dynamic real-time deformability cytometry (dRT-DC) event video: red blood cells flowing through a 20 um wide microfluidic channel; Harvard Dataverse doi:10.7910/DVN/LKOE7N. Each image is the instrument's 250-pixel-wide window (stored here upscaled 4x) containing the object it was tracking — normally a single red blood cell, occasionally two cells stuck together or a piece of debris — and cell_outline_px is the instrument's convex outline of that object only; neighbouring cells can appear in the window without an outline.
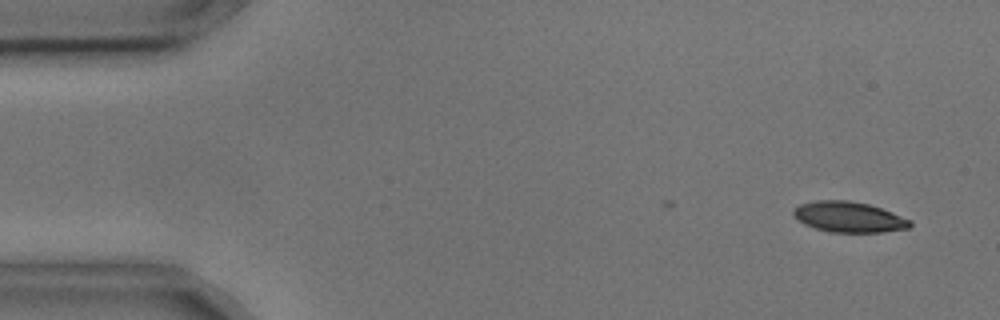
{"species": "common noctule bat (a hibernating species)", "species_latin": "Nyctalus noctula", "temperature_condition": "cold", "stored_images_in_passage": 6, "camera_frame_rate_fps": 3000, "um_per_image_px": 0.085, "animal": {"sex": "male", "body_mass_g": 17.9, "forearm_length_mm": 54.2}, "frame": {"image": 1, "passage_image": 1, "time_ms": 0.0, "image_size_px": [1000, 320], "cell_outline_px": [[912, 224], [908, 228], [884, 232], [828, 232], [804, 224], [792, 212], [800, 204], [816, 200], [848, 200], [868, 204], [892, 212], [912, 220]], "centroid_in_image_um": [72.18, 18.44], "position_along_channel_um": 12.8, "area_um2": 20.63}}